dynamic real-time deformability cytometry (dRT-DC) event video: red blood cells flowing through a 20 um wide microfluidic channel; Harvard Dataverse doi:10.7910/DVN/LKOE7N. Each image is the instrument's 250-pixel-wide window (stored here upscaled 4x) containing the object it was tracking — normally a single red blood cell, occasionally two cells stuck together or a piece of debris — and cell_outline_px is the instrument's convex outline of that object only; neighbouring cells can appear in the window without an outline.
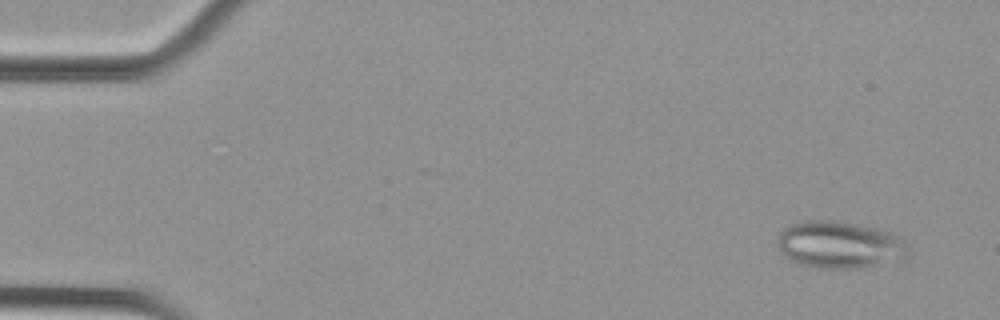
{"species": "Egyptian fruit bat (a non-hibernating species)", "species_latin": "Rousettus aegyptiacus", "temperature_condition": "cold", "stored_images_in_passage": 54, "camera_frame_rate_fps": 3000, "um_per_image_px": 0.085, "animal": {"sex": "female"}, "frame": {"image": 1, "passage_image": 4, "time_ms": 1.0, "image_size_px": [1000, 320], "cell_outline_px": [[908, 256], [904, 260], [896, 264], [856, 268], [816, 268], [800, 264], [792, 260], [780, 248], [776, 240], [776, 236], [788, 224], [804, 220], [836, 220], [876, 228], [892, 232], [908, 248]], "centroid_in_image_um": [71.41, 20.82], "position_along_channel_um": 13.6, "area_um2": 36.36}}
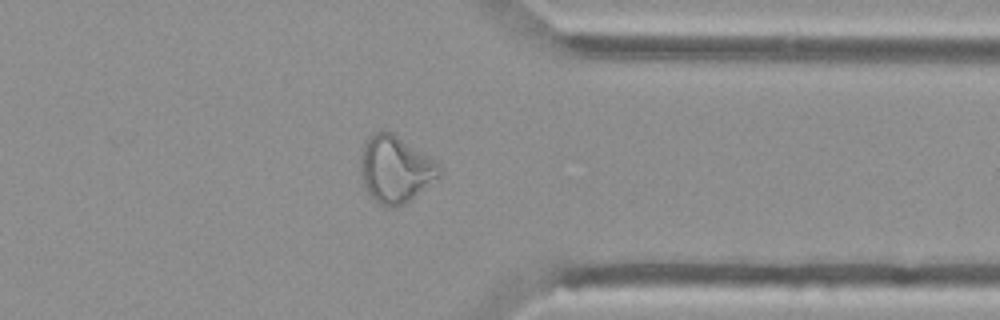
{"frame": {"image": 2, "passage_image": 43, "time_ms": 14.0, "image_size_px": [1000, 320], "cell_outline_px": [[440, 176], [404, 204], [396, 208], [384, 208], [368, 196], [364, 188], [360, 176], [360, 152], [364, 144], [376, 132], [384, 128], [392, 132], [436, 160], [440, 172]], "centroid_in_image_um": [33.55, 14.4], "position_along_channel_um": 377.8, "area_um2": 31.04}}
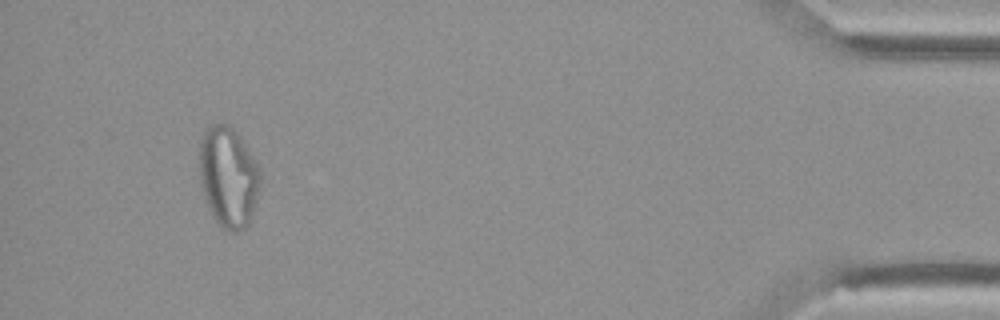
{"frame": {"image": 3, "passage_image": 51, "time_ms": 16.667, "image_size_px": [1000, 320], "cell_outline_px": [[260, 184], [252, 212], [248, 224], [244, 228], [236, 232], [232, 232], [224, 228], [216, 220], [204, 196], [200, 184], [200, 140], [204, 132], [212, 124], [228, 124], [236, 132], [248, 148], [256, 160], [260, 168]], "centroid_in_image_um": [19.41, 15.01], "position_along_channel_um": 415.8, "area_um2": 35.2}}